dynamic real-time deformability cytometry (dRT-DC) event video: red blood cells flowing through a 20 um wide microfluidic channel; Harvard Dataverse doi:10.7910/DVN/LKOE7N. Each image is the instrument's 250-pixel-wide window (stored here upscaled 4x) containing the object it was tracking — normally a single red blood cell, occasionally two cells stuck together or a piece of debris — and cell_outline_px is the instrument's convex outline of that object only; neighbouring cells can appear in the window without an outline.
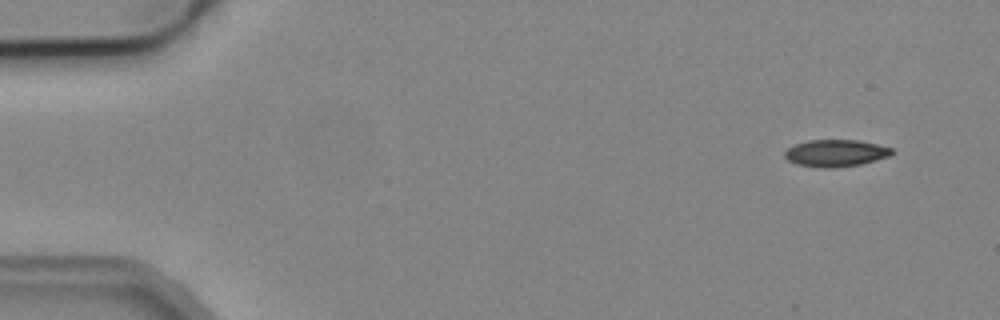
{"species": "common noctule bat (a hibernating species)", "species_latin": "Nyctalus noctula", "temperature_condition": "cold", "stored_images_in_passage": 2, "camera_frame_rate_fps": 3000, "um_per_image_px": 0.085, "animal": {"sex": "male", "body_mass_g": 19.2, "forearm_length_mm": 51.8}, "frame": {"image": 1, "passage_image": 1, "time_ms": 0.0, "image_size_px": [1000, 320], "cell_outline_px": [[896, 152], [892, 156], [860, 164], [832, 168], [824, 168], [796, 164], [788, 160], [784, 156], [784, 152], [788, 148], [796, 144], [808, 140], [860, 140], [892, 148]], "centroid_in_image_um": [71.07, 13.01], "position_along_channel_um": 13.9, "area_um2": 16.94}}